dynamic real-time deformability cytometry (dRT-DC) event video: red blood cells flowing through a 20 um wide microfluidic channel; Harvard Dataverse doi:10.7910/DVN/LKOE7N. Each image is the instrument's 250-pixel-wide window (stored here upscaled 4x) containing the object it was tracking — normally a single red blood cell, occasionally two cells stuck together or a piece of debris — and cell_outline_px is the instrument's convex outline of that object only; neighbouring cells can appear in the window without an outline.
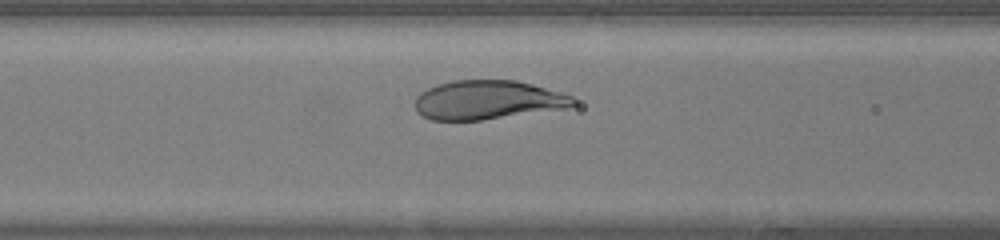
{"species": "human", "species_latin": "Homo sapiens", "temperature_condition": "warm", "stored_images_in_passage": 32, "camera_frame_rate_fps": 3000, "um_per_image_px": 0.085, "donor": {"sex": "female"}, "frame": {"image": 1, "passage_image": 11, "time_ms": 3.333, "image_size_px": [1000, 240], "cell_outline_px": [[576, 104], [568, 108], [480, 120], [432, 120], [416, 112], [416, 96], [420, 92], [436, 84], [452, 80], [516, 80], [532, 84], [560, 92], [572, 96], [576, 100]], "centroid_in_image_um": [41.45, 8.49], "position_along_channel_um": 125.1, "area_um2": 36.01}}
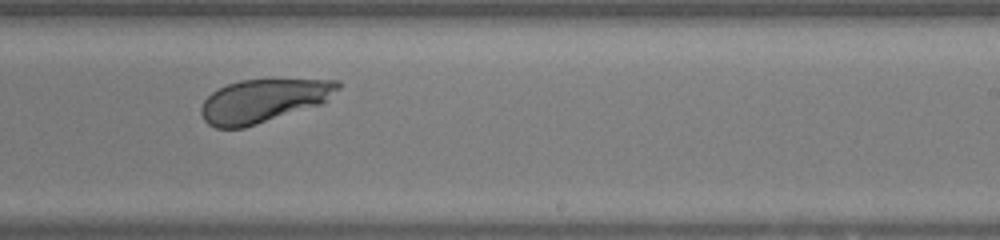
{"frame": {"image": 2, "passage_image": 21, "time_ms": 6.667, "image_size_px": [1000, 240], "cell_outline_px": [[340, 88], [324, 104], [244, 128], [216, 128], [208, 124], [204, 120], [200, 112], [200, 108], [204, 100], [216, 88], [240, 80], [340, 80]], "centroid_in_image_um": [22.39, 8.57], "position_along_channel_um": 266.6, "area_um2": 34.68}}
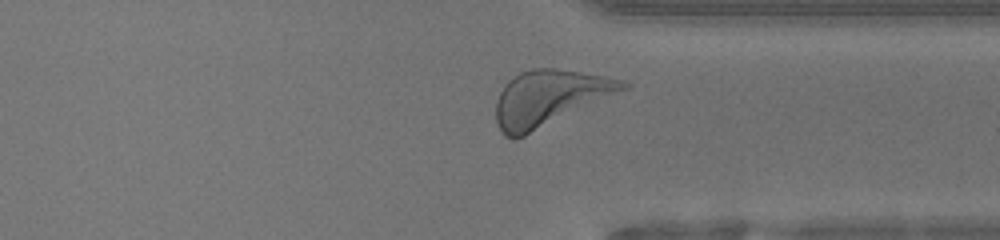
{"frame": {"image": 3, "passage_image": 28, "time_ms": 9.0, "image_size_px": [1000, 240], "cell_outline_px": [[632, 84], [628, 88], [524, 136], [512, 140], [504, 136], [496, 124], [496, 100], [500, 92], [508, 80], [520, 72], [532, 68], [552, 68], [580, 72], [604, 76], [624, 80]], "centroid_in_image_um": [46.66, 8.34], "position_along_channel_um": 364.7, "area_um2": 40.86}, "authors_computed_cell_mechanics": {"area_um2": 36.703, "velocity_mm_per_s": 4.2572, "shape_relaxation_time_tau1_ms": 2.8132, "shape_relaxation_time_tau2_ms": null, "deformation_change_tau1": 0.1927, "deformation_change_tau2": null}}